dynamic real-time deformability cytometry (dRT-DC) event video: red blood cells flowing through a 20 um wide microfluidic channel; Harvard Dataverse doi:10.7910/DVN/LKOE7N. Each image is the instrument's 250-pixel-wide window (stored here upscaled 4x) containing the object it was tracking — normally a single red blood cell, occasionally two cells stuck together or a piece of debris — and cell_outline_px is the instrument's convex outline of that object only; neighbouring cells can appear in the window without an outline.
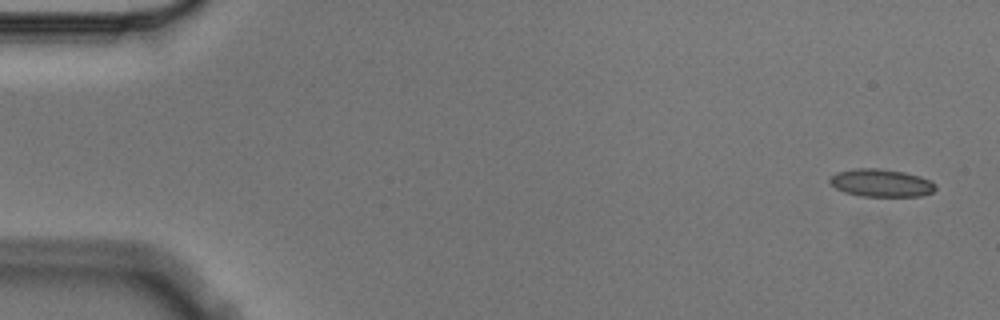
{"species": "Egyptian fruit bat (a non-hibernating species)", "species_latin": "Rousettus aegyptiacus", "temperature_condition": "cold", "stored_images_in_passage": 5, "camera_frame_rate_fps": 3000, "um_per_image_px": 0.085, "animal": {"sex": "male"}, "frame": {"image": 1, "passage_image": 1, "time_ms": 0.0, "image_size_px": [1000, 320], "cell_outline_px": [[936, 188], [932, 192], [920, 196], [860, 196], [844, 192], [828, 184], [828, 180], [836, 172], [852, 168], [876, 168], [904, 172], [920, 176], [932, 180], [936, 184]], "centroid_in_image_um": [74.88, 15.54], "position_along_channel_um": 10.1, "area_um2": 17.28}}
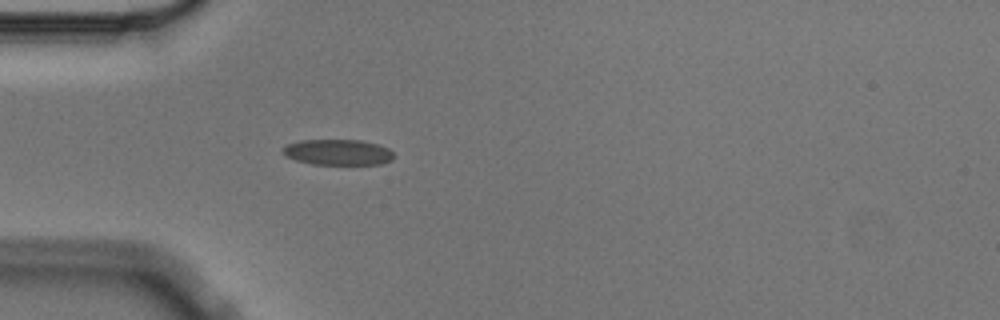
{"frame": {"image": 2, "passage_image": 5, "time_ms": 1.333, "image_size_px": [1000, 320], "cell_outline_px": [[392, 160], [380, 164], [312, 164], [296, 160], [284, 156], [280, 152], [280, 148], [288, 144], [300, 140], [360, 140], [380, 144], [388, 148], [392, 152]], "centroid_in_image_um": [28.67, 12.93], "position_along_channel_um": 56.3, "area_um2": 16.76}}